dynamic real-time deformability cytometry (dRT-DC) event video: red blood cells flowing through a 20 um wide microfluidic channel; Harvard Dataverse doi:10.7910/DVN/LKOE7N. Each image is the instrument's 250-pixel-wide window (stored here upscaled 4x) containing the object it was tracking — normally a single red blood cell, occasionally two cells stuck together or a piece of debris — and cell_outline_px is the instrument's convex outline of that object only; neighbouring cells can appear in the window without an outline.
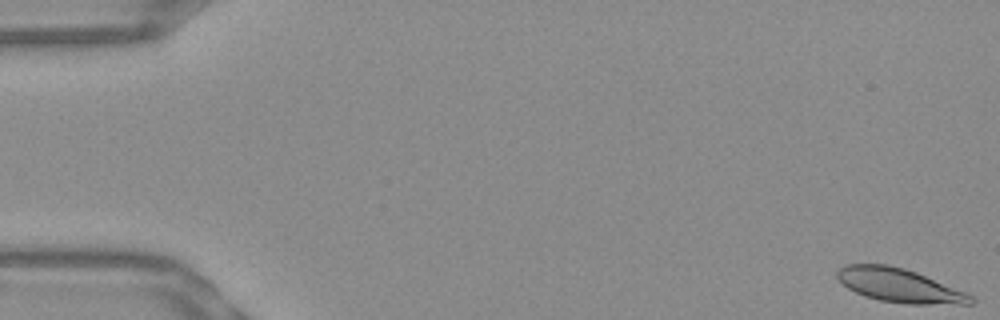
{"species": "Egyptian fruit bat (a non-hibernating species)", "species_latin": "Rousettus aegyptiacus", "temperature_condition": "warm", "stored_images_in_passage": 17, "camera_frame_rate_fps": 3000, "um_per_image_px": 0.085, "frame": {"image": 1, "passage_image": 1, "time_ms": 0.0, "image_size_px": [1000, 320], "cell_outline_px": [[976, 300], [972, 304], [904, 304], [880, 300], [864, 296], [848, 288], [836, 276], [836, 272], [844, 264], [888, 264], [904, 268], [916, 272], [964, 292], [972, 296]], "centroid_in_image_um": [76.43, 24.26], "position_along_channel_um": 8.6, "area_um2": 26.13}}
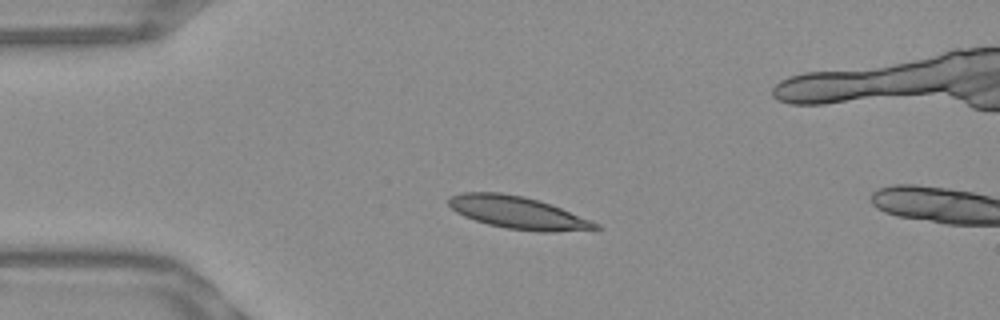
{"frame": {"image": 2, "passage_image": 13, "time_ms": 4.0, "image_size_px": [1000, 320], "cell_outline_px": [[600, 228], [556, 232], [540, 232], [504, 228], [488, 224], [464, 216], [456, 212], [448, 204], [448, 196], [464, 192], [500, 192], [524, 196], [560, 208], [600, 224]], "centroid_in_image_um": [43.96, 18.07], "position_along_channel_um": 41.0, "area_um2": 27.46}}